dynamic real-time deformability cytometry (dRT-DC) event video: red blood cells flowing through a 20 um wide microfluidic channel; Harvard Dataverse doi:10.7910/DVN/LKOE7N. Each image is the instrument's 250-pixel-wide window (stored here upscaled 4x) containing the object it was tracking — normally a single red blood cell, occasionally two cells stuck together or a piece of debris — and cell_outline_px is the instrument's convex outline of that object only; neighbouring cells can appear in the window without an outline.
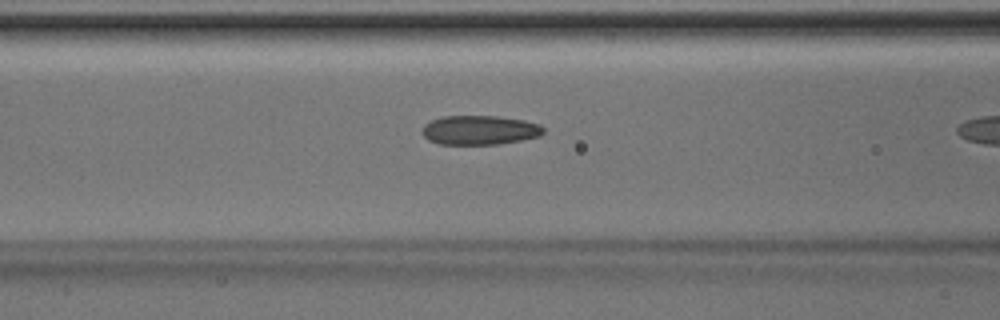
{"species": "Egyptian fruit bat (a non-hibernating species)", "species_latin": "Rousettus aegyptiacus", "temperature_condition": "room temperature", "stored_images_in_passage": 4, "camera_frame_rate_fps": 3000, "um_per_image_px": 0.085, "animal": {"sex": "male"}, "frame": {"image": 1, "passage_image": 4, "time_ms": 1.0, "image_size_px": [1000, 320], "cell_outline_px": [[544, 132], [540, 136], [520, 140], [496, 144], [440, 144], [428, 140], [420, 132], [424, 124], [432, 120], [444, 116], [496, 116], [524, 120], [540, 124], [544, 128]], "centroid_in_image_um": [40.75, 11.05], "position_along_channel_um": 125.8, "area_um2": 20.69}}